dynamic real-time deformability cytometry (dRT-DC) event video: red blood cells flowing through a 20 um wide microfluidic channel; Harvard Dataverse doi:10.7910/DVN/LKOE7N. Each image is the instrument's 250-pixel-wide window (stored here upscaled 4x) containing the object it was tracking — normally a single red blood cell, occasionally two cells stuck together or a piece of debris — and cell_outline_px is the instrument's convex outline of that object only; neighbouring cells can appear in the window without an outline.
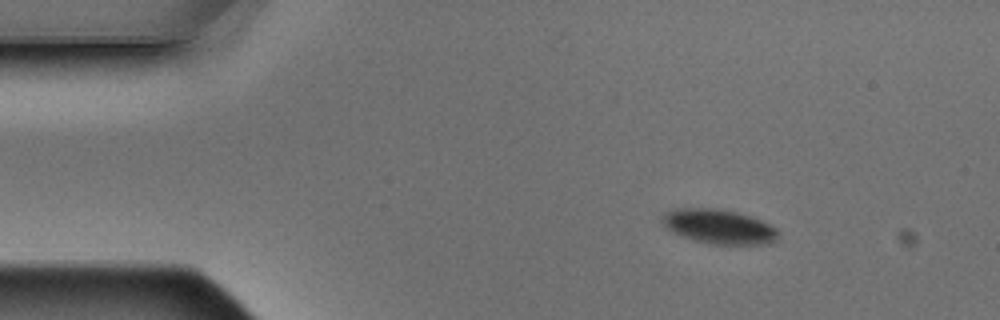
{"species": "Egyptian fruit bat (a non-hibernating species)", "species_latin": "Rousettus aegyptiacus", "temperature_condition": "warm", "stored_images_in_passage": 4, "camera_frame_rate_fps": 3000, "um_per_image_px": 0.085, "animal": {"sex": "male"}, "frame": {"image": 1, "passage_image": 2, "time_ms": 0.333, "image_size_px": [1000, 320], "cell_outline_px": [[776, 244], [712, 244], [680, 236], [664, 228], [660, 220], [660, 216], [664, 212], [676, 208], [716, 208], [736, 212], [752, 216], [776, 228]], "centroid_in_image_um": [61.04, 19.25], "position_along_channel_um": 24.0, "area_um2": 23.52}}